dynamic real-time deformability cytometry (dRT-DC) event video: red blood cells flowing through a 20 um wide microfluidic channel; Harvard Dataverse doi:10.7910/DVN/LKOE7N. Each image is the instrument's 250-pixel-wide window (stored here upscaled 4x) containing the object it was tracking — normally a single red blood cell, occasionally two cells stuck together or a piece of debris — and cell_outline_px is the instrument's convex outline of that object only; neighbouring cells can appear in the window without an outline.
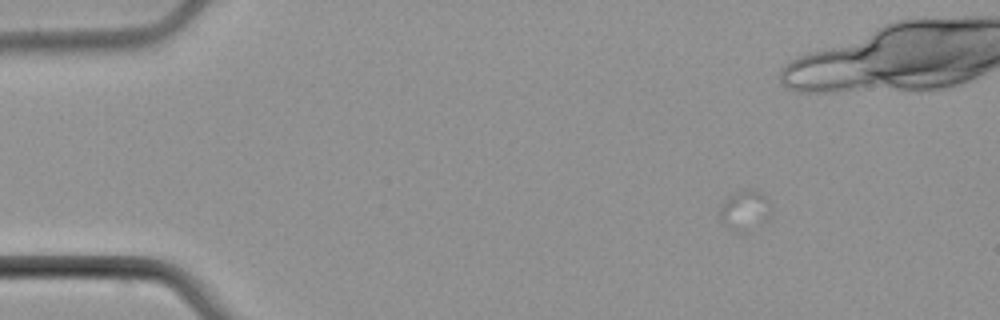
{"species": "common noctule bat (a hibernating species)", "species_latin": "Nyctalus noctula", "temperature_condition": "cold", "stored_images_in_passage": 8, "camera_frame_rate_fps": 3000, "um_per_image_px": 0.085, "animal": {"sex": "male", "body_mass_g": 21.5, "forearm_length_mm": 52.0}, "frame": {"image": 1, "passage_image": 1, "time_ms": 0.0, "image_size_px": [1000, 320], "cell_outline_px": [[768, 220], [740, 232], [736, 232], [728, 228], [720, 220], [720, 204], [732, 192], [744, 188], [748, 188], [760, 192], [768, 200]], "centroid_in_image_um": [63.24, 17.83], "position_along_channel_um": 21.8, "area_um2": 11.79}}